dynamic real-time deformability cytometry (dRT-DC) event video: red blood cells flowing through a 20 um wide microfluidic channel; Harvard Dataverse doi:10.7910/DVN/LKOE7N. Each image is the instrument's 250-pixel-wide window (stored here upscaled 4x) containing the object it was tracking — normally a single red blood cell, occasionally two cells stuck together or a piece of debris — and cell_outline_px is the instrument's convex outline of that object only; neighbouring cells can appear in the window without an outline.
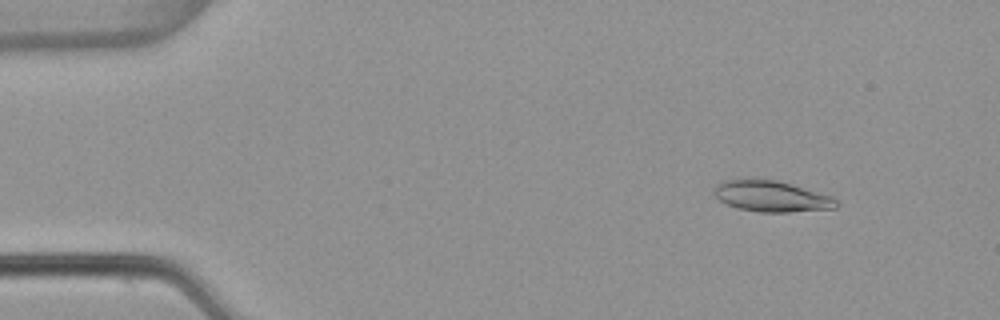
{"species": "common noctule bat (a hibernating species)", "species_latin": "Nyctalus noctula", "temperature_condition": "warm", "stored_images_in_passage": 53, "camera_frame_rate_fps": 3000, "um_per_image_px": 0.085, "animal": {"sex": "female", "body_mass_g": 22.7, "forearm_length_mm": 54.2}, "frame": {"image": 1, "passage_image": 6, "time_ms": 1.667, "image_size_px": [1000, 320], "cell_outline_px": [[840, 204], [836, 208], [788, 212], [760, 212], [736, 208], [720, 200], [712, 192], [712, 188], [716, 184], [724, 180], [776, 180], [792, 184], [832, 196]], "centroid_in_image_um": [65.58, 16.69], "position_along_channel_um": 19.4, "area_um2": 21.96}}
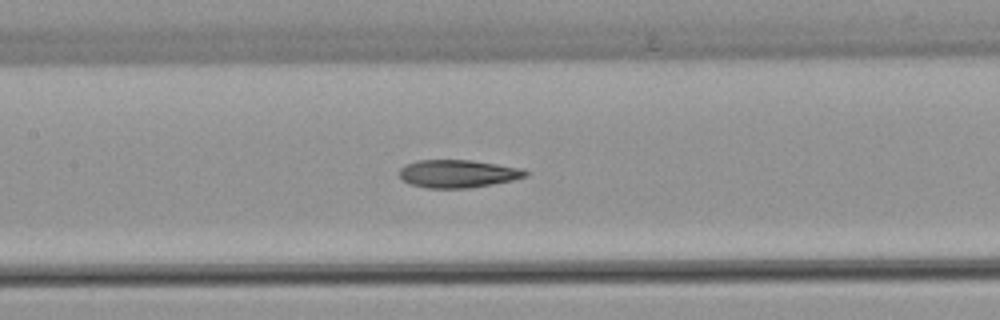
{"frame": {"image": 2, "passage_image": 25, "time_ms": 8.0, "image_size_px": [1000, 320], "cell_outline_px": [[528, 176], [512, 180], [492, 184], [468, 188], [428, 188], [408, 184], [400, 176], [400, 168], [404, 164], [416, 160], [472, 160], [524, 168], [528, 172]], "centroid_in_image_um": [38.92, 14.75], "position_along_channel_um": 168.5, "area_um2": 20.63}}
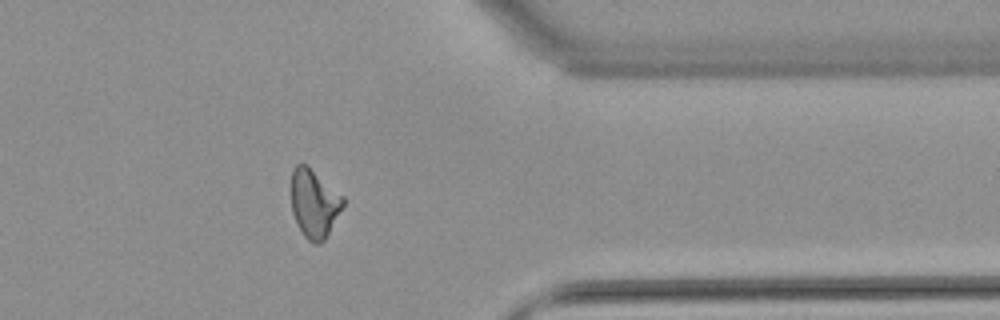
{"frame": {"image": 3, "passage_image": 43, "time_ms": 14.0, "image_size_px": [1000, 320], "cell_outline_px": [[344, 204], [324, 240], [320, 244], [316, 244], [308, 240], [304, 236], [292, 212], [292, 168], [296, 164], [308, 164], [344, 196]], "centroid_in_image_um": [26.71, 17.24], "position_along_channel_um": 384.7, "area_um2": 20.58}, "authors_computed_cell_mechanics": {"area_um2": 20.808, "velocity_mm_per_s": 3.8304, "shape_relaxation_time_tau1_ms": null, "shape_relaxation_time_tau2_ms": 2.3955, "deformation_change_tau1": null, "deformation_change_tau2": 0.1042}}